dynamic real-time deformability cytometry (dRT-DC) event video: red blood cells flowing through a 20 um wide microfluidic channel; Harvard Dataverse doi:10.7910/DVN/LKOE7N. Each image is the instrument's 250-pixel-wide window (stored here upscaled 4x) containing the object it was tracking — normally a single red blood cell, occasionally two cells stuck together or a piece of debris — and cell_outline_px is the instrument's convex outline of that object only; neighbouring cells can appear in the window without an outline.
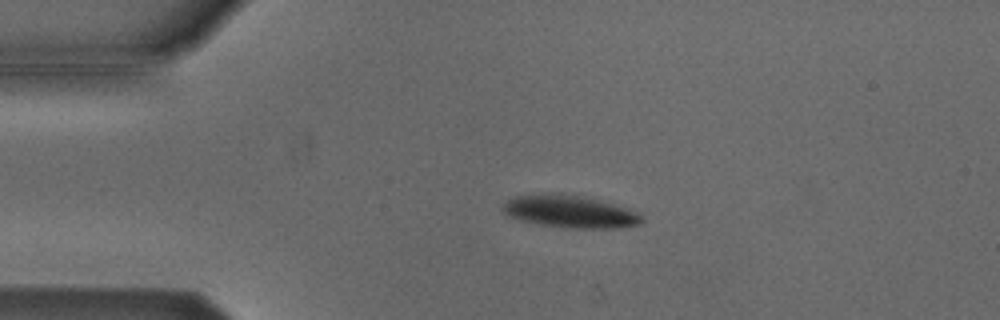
{"species": "Egyptian fruit bat (a non-hibernating species)", "species_latin": "Rousettus aegyptiacus", "temperature_condition": "cold", "stored_images_in_passage": 5, "camera_frame_rate_fps": 3000, "um_per_image_px": 0.085, "animal": {"sex": "male"}, "frame": {"image": 1, "passage_image": 4, "time_ms": 1.0, "image_size_px": [1000, 320], "cell_outline_px": [[644, 224], [620, 228], [568, 228], [540, 224], [520, 220], [508, 216], [500, 208], [508, 200], [516, 196], [576, 196], [596, 200], [632, 208], [640, 212], [644, 216]], "centroid_in_image_um": [48.59, 18.05], "position_along_channel_um": 36.4, "area_um2": 25.61}}